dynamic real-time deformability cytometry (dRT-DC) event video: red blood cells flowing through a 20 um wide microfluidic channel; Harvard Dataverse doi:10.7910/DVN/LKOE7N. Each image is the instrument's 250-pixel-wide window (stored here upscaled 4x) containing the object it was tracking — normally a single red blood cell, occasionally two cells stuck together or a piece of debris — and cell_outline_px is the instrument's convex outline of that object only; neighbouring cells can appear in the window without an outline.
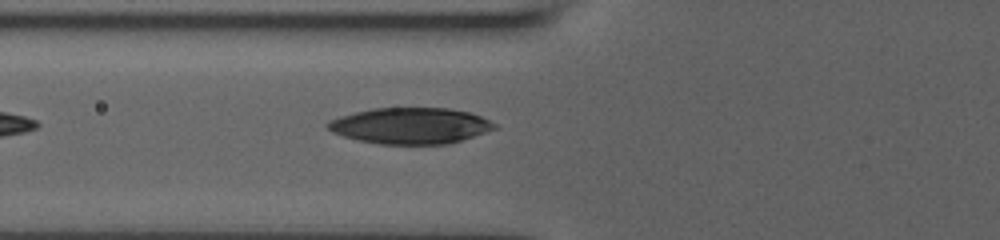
{"species": "human", "species_latin": "Homo sapiens", "temperature_condition": "room temperature", "stored_images_in_passage": 10, "segment_of_instrument_passage": [2, 2], "camera_frame_rate_fps": 3000, "um_per_image_px": 0.085, "donor": {"sex": "male"}, "frame": {"image": 1, "passage_image": 10, "time_ms": 7.667, "image_size_px": [1000, 240], "cell_outline_px": [[496, 128], [448, 144], [380, 144], [360, 140], [344, 136], [332, 132], [324, 124], [328, 120], [340, 116], [372, 108], [448, 108], [468, 112], [480, 116], [496, 124]], "centroid_in_image_um": [34.84, 10.68], "position_along_channel_um": 91.0, "area_um2": 34.8}}